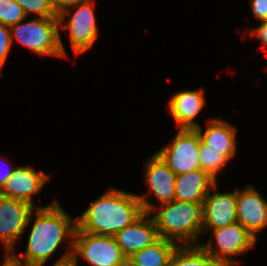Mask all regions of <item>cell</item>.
Wrapping results in <instances>:
<instances>
[{
	"mask_svg": "<svg viewBox=\"0 0 267 266\" xmlns=\"http://www.w3.org/2000/svg\"><path fill=\"white\" fill-rule=\"evenodd\" d=\"M146 197L111 188L77 216L76 229L95 235L114 236L144 212L151 214L157 211L158 207Z\"/></svg>",
	"mask_w": 267,
	"mask_h": 266,
	"instance_id": "obj_1",
	"label": "cell"
},
{
	"mask_svg": "<svg viewBox=\"0 0 267 266\" xmlns=\"http://www.w3.org/2000/svg\"><path fill=\"white\" fill-rule=\"evenodd\" d=\"M36 218L29 233L25 253L20 254L30 266H44L59 248L64 239H69L73 250V240L77 228L76 219L68 215L54 200L47 206L37 207Z\"/></svg>",
	"mask_w": 267,
	"mask_h": 266,
	"instance_id": "obj_2",
	"label": "cell"
},
{
	"mask_svg": "<svg viewBox=\"0 0 267 266\" xmlns=\"http://www.w3.org/2000/svg\"><path fill=\"white\" fill-rule=\"evenodd\" d=\"M160 208L152 217L160 238L173 242L177 240L181 246L196 244L202 234L204 202L174 200Z\"/></svg>",
	"mask_w": 267,
	"mask_h": 266,
	"instance_id": "obj_3",
	"label": "cell"
},
{
	"mask_svg": "<svg viewBox=\"0 0 267 266\" xmlns=\"http://www.w3.org/2000/svg\"><path fill=\"white\" fill-rule=\"evenodd\" d=\"M21 20L10 27L11 42L14 39L39 55L66 57L60 37L59 18H35Z\"/></svg>",
	"mask_w": 267,
	"mask_h": 266,
	"instance_id": "obj_4",
	"label": "cell"
},
{
	"mask_svg": "<svg viewBox=\"0 0 267 266\" xmlns=\"http://www.w3.org/2000/svg\"><path fill=\"white\" fill-rule=\"evenodd\" d=\"M78 254L91 266H117L127 261L114 236L95 235L80 229L75 231L71 258L78 259Z\"/></svg>",
	"mask_w": 267,
	"mask_h": 266,
	"instance_id": "obj_5",
	"label": "cell"
},
{
	"mask_svg": "<svg viewBox=\"0 0 267 266\" xmlns=\"http://www.w3.org/2000/svg\"><path fill=\"white\" fill-rule=\"evenodd\" d=\"M200 143L196 129H179L174 139L156 154L176 175H180L201 169Z\"/></svg>",
	"mask_w": 267,
	"mask_h": 266,
	"instance_id": "obj_6",
	"label": "cell"
},
{
	"mask_svg": "<svg viewBox=\"0 0 267 266\" xmlns=\"http://www.w3.org/2000/svg\"><path fill=\"white\" fill-rule=\"evenodd\" d=\"M211 231L208 242L200 246L223 266L236 265L237 261L232 257L244 254L257 241L239 222ZM212 237H215L217 247H213Z\"/></svg>",
	"mask_w": 267,
	"mask_h": 266,
	"instance_id": "obj_7",
	"label": "cell"
},
{
	"mask_svg": "<svg viewBox=\"0 0 267 266\" xmlns=\"http://www.w3.org/2000/svg\"><path fill=\"white\" fill-rule=\"evenodd\" d=\"M35 209L25 201L0 195V240L6 250H14Z\"/></svg>",
	"mask_w": 267,
	"mask_h": 266,
	"instance_id": "obj_8",
	"label": "cell"
},
{
	"mask_svg": "<svg viewBox=\"0 0 267 266\" xmlns=\"http://www.w3.org/2000/svg\"><path fill=\"white\" fill-rule=\"evenodd\" d=\"M74 14L68 19L67 23L60 22L59 28L69 30V38L72 49L79 55L90 49L98 39V27L90 0L82 1L75 6Z\"/></svg>",
	"mask_w": 267,
	"mask_h": 266,
	"instance_id": "obj_9",
	"label": "cell"
},
{
	"mask_svg": "<svg viewBox=\"0 0 267 266\" xmlns=\"http://www.w3.org/2000/svg\"><path fill=\"white\" fill-rule=\"evenodd\" d=\"M217 182L204 199V222L202 233L222 228L237 222V190L228 193L216 191Z\"/></svg>",
	"mask_w": 267,
	"mask_h": 266,
	"instance_id": "obj_10",
	"label": "cell"
},
{
	"mask_svg": "<svg viewBox=\"0 0 267 266\" xmlns=\"http://www.w3.org/2000/svg\"><path fill=\"white\" fill-rule=\"evenodd\" d=\"M237 222L255 239L267 226V201L252 185L237 190Z\"/></svg>",
	"mask_w": 267,
	"mask_h": 266,
	"instance_id": "obj_11",
	"label": "cell"
},
{
	"mask_svg": "<svg viewBox=\"0 0 267 266\" xmlns=\"http://www.w3.org/2000/svg\"><path fill=\"white\" fill-rule=\"evenodd\" d=\"M114 238L122 254L129 259L134 253L151 246L160 239L150 213H143L136 221L118 231Z\"/></svg>",
	"mask_w": 267,
	"mask_h": 266,
	"instance_id": "obj_12",
	"label": "cell"
},
{
	"mask_svg": "<svg viewBox=\"0 0 267 266\" xmlns=\"http://www.w3.org/2000/svg\"><path fill=\"white\" fill-rule=\"evenodd\" d=\"M50 176L42 171H36L29 166L15 167L12 175L7 180L0 195L19 199L34 206L33 196L40 193Z\"/></svg>",
	"mask_w": 267,
	"mask_h": 266,
	"instance_id": "obj_13",
	"label": "cell"
},
{
	"mask_svg": "<svg viewBox=\"0 0 267 266\" xmlns=\"http://www.w3.org/2000/svg\"><path fill=\"white\" fill-rule=\"evenodd\" d=\"M202 89L177 92L168 101V111L179 129H196L194 119L205 106Z\"/></svg>",
	"mask_w": 267,
	"mask_h": 266,
	"instance_id": "obj_14",
	"label": "cell"
},
{
	"mask_svg": "<svg viewBox=\"0 0 267 266\" xmlns=\"http://www.w3.org/2000/svg\"><path fill=\"white\" fill-rule=\"evenodd\" d=\"M145 179L161 205L175 200L176 174L154 153L146 163Z\"/></svg>",
	"mask_w": 267,
	"mask_h": 266,
	"instance_id": "obj_15",
	"label": "cell"
},
{
	"mask_svg": "<svg viewBox=\"0 0 267 266\" xmlns=\"http://www.w3.org/2000/svg\"><path fill=\"white\" fill-rule=\"evenodd\" d=\"M201 142L214 149L229 160L234 157L237 150L236 128L222 119H211L207 121L206 130L203 132L201 126L196 128Z\"/></svg>",
	"mask_w": 267,
	"mask_h": 266,
	"instance_id": "obj_16",
	"label": "cell"
},
{
	"mask_svg": "<svg viewBox=\"0 0 267 266\" xmlns=\"http://www.w3.org/2000/svg\"><path fill=\"white\" fill-rule=\"evenodd\" d=\"M215 183L216 181L201 169L176 175L175 200L204 202L207 193Z\"/></svg>",
	"mask_w": 267,
	"mask_h": 266,
	"instance_id": "obj_17",
	"label": "cell"
},
{
	"mask_svg": "<svg viewBox=\"0 0 267 266\" xmlns=\"http://www.w3.org/2000/svg\"><path fill=\"white\" fill-rule=\"evenodd\" d=\"M179 245L160 238L151 246L134 253L127 261L132 266H169L170 259Z\"/></svg>",
	"mask_w": 267,
	"mask_h": 266,
	"instance_id": "obj_18",
	"label": "cell"
},
{
	"mask_svg": "<svg viewBox=\"0 0 267 266\" xmlns=\"http://www.w3.org/2000/svg\"><path fill=\"white\" fill-rule=\"evenodd\" d=\"M169 266H223L209 255L199 244L179 245L169 262Z\"/></svg>",
	"mask_w": 267,
	"mask_h": 266,
	"instance_id": "obj_19",
	"label": "cell"
},
{
	"mask_svg": "<svg viewBox=\"0 0 267 266\" xmlns=\"http://www.w3.org/2000/svg\"><path fill=\"white\" fill-rule=\"evenodd\" d=\"M199 158L201 170L205 171L213 180L217 182V173L227 164L229 159L215 151L208 149L204 143H200Z\"/></svg>",
	"mask_w": 267,
	"mask_h": 266,
	"instance_id": "obj_20",
	"label": "cell"
},
{
	"mask_svg": "<svg viewBox=\"0 0 267 266\" xmlns=\"http://www.w3.org/2000/svg\"><path fill=\"white\" fill-rule=\"evenodd\" d=\"M15 2L23 9L26 17L36 13L39 18H59L50 0H15Z\"/></svg>",
	"mask_w": 267,
	"mask_h": 266,
	"instance_id": "obj_21",
	"label": "cell"
},
{
	"mask_svg": "<svg viewBox=\"0 0 267 266\" xmlns=\"http://www.w3.org/2000/svg\"><path fill=\"white\" fill-rule=\"evenodd\" d=\"M25 19L26 16L23 9L15 2V0H0L1 24L11 27Z\"/></svg>",
	"mask_w": 267,
	"mask_h": 266,
	"instance_id": "obj_22",
	"label": "cell"
},
{
	"mask_svg": "<svg viewBox=\"0 0 267 266\" xmlns=\"http://www.w3.org/2000/svg\"><path fill=\"white\" fill-rule=\"evenodd\" d=\"M11 45L10 27L0 23V75L1 68L9 55Z\"/></svg>",
	"mask_w": 267,
	"mask_h": 266,
	"instance_id": "obj_23",
	"label": "cell"
},
{
	"mask_svg": "<svg viewBox=\"0 0 267 266\" xmlns=\"http://www.w3.org/2000/svg\"><path fill=\"white\" fill-rule=\"evenodd\" d=\"M85 0H50L55 13L59 17V22H64L66 17L71 14L69 8Z\"/></svg>",
	"mask_w": 267,
	"mask_h": 266,
	"instance_id": "obj_24",
	"label": "cell"
},
{
	"mask_svg": "<svg viewBox=\"0 0 267 266\" xmlns=\"http://www.w3.org/2000/svg\"><path fill=\"white\" fill-rule=\"evenodd\" d=\"M251 11L260 21L267 20V0H249Z\"/></svg>",
	"mask_w": 267,
	"mask_h": 266,
	"instance_id": "obj_25",
	"label": "cell"
},
{
	"mask_svg": "<svg viewBox=\"0 0 267 266\" xmlns=\"http://www.w3.org/2000/svg\"><path fill=\"white\" fill-rule=\"evenodd\" d=\"M249 35L259 38L261 45L267 47V20L261 21L258 27L249 31Z\"/></svg>",
	"mask_w": 267,
	"mask_h": 266,
	"instance_id": "obj_26",
	"label": "cell"
},
{
	"mask_svg": "<svg viewBox=\"0 0 267 266\" xmlns=\"http://www.w3.org/2000/svg\"><path fill=\"white\" fill-rule=\"evenodd\" d=\"M5 257L6 259L2 266H30L21 257H18L14 250H6Z\"/></svg>",
	"mask_w": 267,
	"mask_h": 266,
	"instance_id": "obj_27",
	"label": "cell"
},
{
	"mask_svg": "<svg viewBox=\"0 0 267 266\" xmlns=\"http://www.w3.org/2000/svg\"><path fill=\"white\" fill-rule=\"evenodd\" d=\"M72 251L73 250H69L67 251L65 254H63V256L57 260L52 266H78L77 259H72Z\"/></svg>",
	"mask_w": 267,
	"mask_h": 266,
	"instance_id": "obj_28",
	"label": "cell"
},
{
	"mask_svg": "<svg viewBox=\"0 0 267 266\" xmlns=\"http://www.w3.org/2000/svg\"><path fill=\"white\" fill-rule=\"evenodd\" d=\"M14 169L15 168L14 167H11V166L9 167V169L7 171H5L6 169L3 170V171H1V169H0V190L3 188V186L5 185V183L7 182V180L12 175Z\"/></svg>",
	"mask_w": 267,
	"mask_h": 266,
	"instance_id": "obj_29",
	"label": "cell"
},
{
	"mask_svg": "<svg viewBox=\"0 0 267 266\" xmlns=\"http://www.w3.org/2000/svg\"><path fill=\"white\" fill-rule=\"evenodd\" d=\"M117 266H132L128 261H126L124 264L117 265Z\"/></svg>",
	"mask_w": 267,
	"mask_h": 266,
	"instance_id": "obj_30",
	"label": "cell"
}]
</instances>
